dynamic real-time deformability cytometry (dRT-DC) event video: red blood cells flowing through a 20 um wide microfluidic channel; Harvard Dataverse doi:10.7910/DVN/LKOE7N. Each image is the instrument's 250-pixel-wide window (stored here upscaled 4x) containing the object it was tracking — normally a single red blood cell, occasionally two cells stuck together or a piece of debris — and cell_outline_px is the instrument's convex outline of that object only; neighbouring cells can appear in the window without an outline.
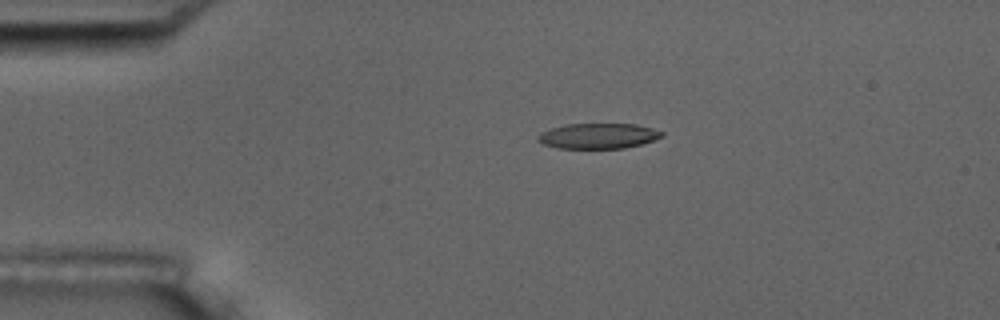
{"species": "common noctule bat (a hibernating species)", "species_latin": "Nyctalus noctula", "temperature_condition": "room temperature", "stored_images_in_passage": 2, "camera_frame_rate_fps": 3000, "um_per_image_px": 0.085, "animal": {"sex": "male", "body_mass_g": 17.5, "forearm_length_mm": 52.3}, "frame": {"image": 1, "passage_image": 1, "time_ms": 0.0, "image_size_px": [1000, 320], "cell_outline_px": [[664, 136], [640, 144], [624, 148], [556, 148], [544, 144], [536, 140], [536, 136], [540, 132], [548, 128], [564, 124], [636, 124], [652, 128], [664, 132]], "centroid_in_image_um": [50.79, 11.54], "position_along_channel_um": 34.2, "area_um2": 18.44}}